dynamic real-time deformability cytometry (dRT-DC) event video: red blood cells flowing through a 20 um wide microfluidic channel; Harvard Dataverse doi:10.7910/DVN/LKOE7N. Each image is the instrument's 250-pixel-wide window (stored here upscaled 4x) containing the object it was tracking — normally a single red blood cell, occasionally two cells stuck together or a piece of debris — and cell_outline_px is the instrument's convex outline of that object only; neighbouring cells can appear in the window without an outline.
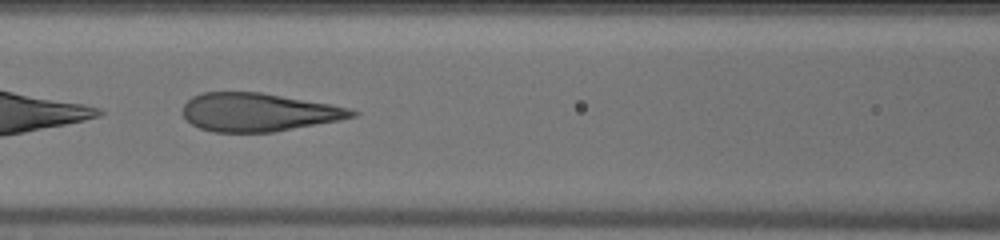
{"species": "human", "species_latin": "Homo sapiens", "temperature_condition": "warm", "stored_images_in_passage": 34, "camera_frame_rate_fps": 3000, "um_per_image_px": 0.085, "donor": {"sex": "male"}, "frame": {"image": 1, "passage_image": 10, "time_ms": 3.0, "image_size_px": [1000, 240], "cell_outline_px": [[360, 112], [356, 116], [340, 120], [272, 132], [212, 132], [200, 128], [192, 124], [184, 116], [184, 104], [192, 96], [204, 92], [260, 92], [328, 104], [348, 108]], "centroid_in_image_um": [21.95, 9.54], "position_along_channel_um": 144.6, "area_um2": 37.4}}
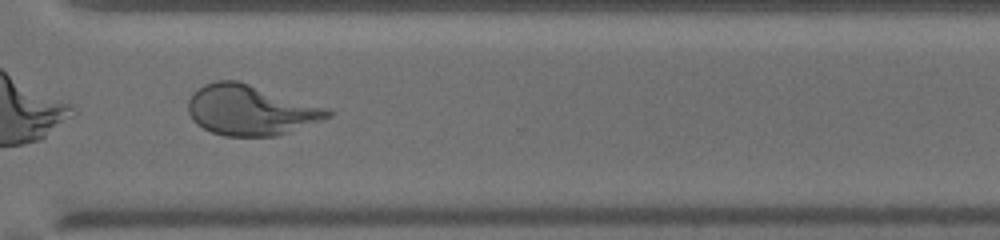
{"frame": {"image": 2, "passage_image": 25, "time_ms": 8.0, "image_size_px": [1000, 240], "cell_outline_px": [[332, 116], [288, 132], [276, 136], [224, 136], [212, 132], [196, 124], [192, 120], [188, 112], [188, 100], [192, 92], [204, 84], [216, 80], [236, 80], [324, 108], [332, 112]], "centroid_in_image_um": [21.2, 9.37], "position_along_channel_um": 349.4, "area_um2": 40.23}}